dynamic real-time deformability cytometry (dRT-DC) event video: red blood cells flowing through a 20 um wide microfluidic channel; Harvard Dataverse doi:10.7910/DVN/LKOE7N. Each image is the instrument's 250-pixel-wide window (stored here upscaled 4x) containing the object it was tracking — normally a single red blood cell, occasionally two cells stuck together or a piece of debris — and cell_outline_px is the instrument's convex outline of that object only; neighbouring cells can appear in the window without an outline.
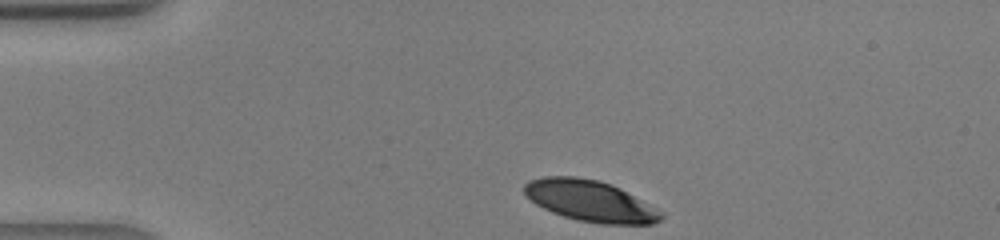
{"species": "human", "species_latin": "Homo sapiens", "temperature_condition": "warm", "stored_images_in_passage": 27, "camera_frame_rate_fps": 3000, "um_per_image_px": 0.085, "donor": {"sex": "male"}, "frame": {"image": 1, "passage_image": 1, "time_ms": 0.0, "image_size_px": [1000, 240], "cell_outline_px": [[664, 216], [660, 220], [652, 224], [600, 224], [580, 220], [564, 216], [552, 212], [536, 204], [524, 192], [524, 184], [528, 180], [544, 176], [576, 176], [600, 180], [612, 184], [620, 188], [664, 212]], "centroid_in_image_um": [50.19, 17.07], "position_along_channel_um": 34.8, "area_um2": 32.83}}
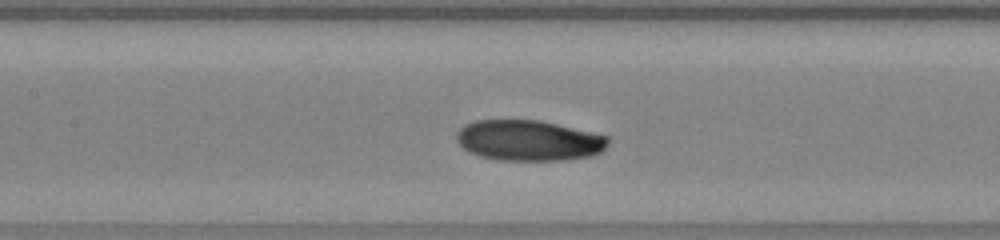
{"frame": {"image": 2, "passage_image": 12, "time_ms": 3.667, "image_size_px": [1000, 240], "cell_outline_px": [[608, 144], [600, 152], [592, 156], [564, 160], [500, 160], [480, 156], [468, 152], [456, 140], [456, 132], [464, 124], [476, 120], [540, 120], [608, 136]], "centroid_in_image_um": [44.92, 11.94], "position_along_channel_um": 162.5, "area_um2": 35.89}}
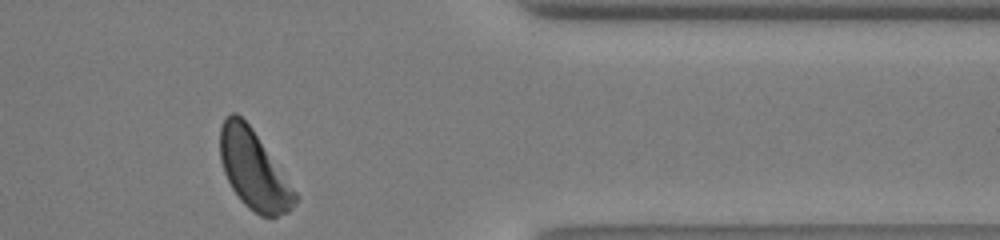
{"frame": {"image": 3, "passage_image": 27, "time_ms": 8.667, "image_size_px": [1000, 240], "cell_outline_px": [[300, 196], [296, 204], [288, 212], [276, 216], [260, 216], [248, 208], [240, 200], [232, 188], [224, 172], [220, 160], [220, 128], [224, 120], [232, 112], [236, 112], [252, 128]], "centroid_in_image_um": [21.59, 14.46], "position_along_channel_um": 389.8, "area_um2": 34.33}}